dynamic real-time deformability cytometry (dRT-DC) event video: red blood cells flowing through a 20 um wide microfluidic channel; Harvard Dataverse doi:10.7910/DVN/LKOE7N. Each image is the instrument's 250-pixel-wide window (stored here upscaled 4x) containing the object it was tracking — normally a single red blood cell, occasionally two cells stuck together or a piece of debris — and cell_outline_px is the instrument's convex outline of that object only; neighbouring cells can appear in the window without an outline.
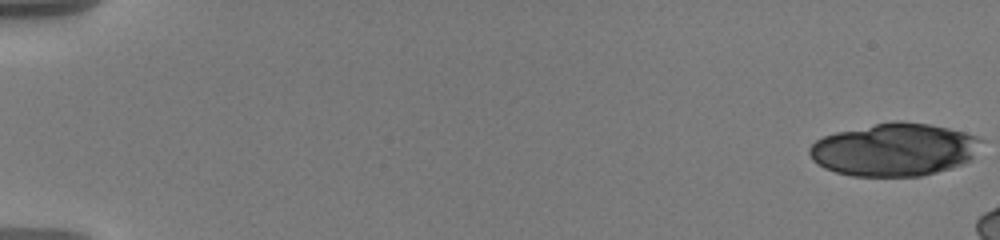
{"species": "human", "species_latin": "Homo sapiens", "temperature_condition": "warm", "stored_images_in_passage": 14, "camera_frame_rate_fps": 3000, "um_per_image_px": 0.085, "donor": {"sex": "male"}, "frame": {"image": 1, "passage_image": 1, "time_ms": 0.0, "image_size_px": [1000, 240], "cell_outline_px": [[984, 140], [972, 156], [968, 160], [960, 164], [936, 172], [920, 176], [852, 176], [836, 172], [824, 168], [812, 160], [808, 152], [808, 148], [816, 140], [824, 136], [836, 132], [896, 120], [900, 120], [928, 124], [948, 128], [964, 132], [976, 136]], "centroid_in_image_um": [75.98, 12.71], "position_along_channel_um": 9.0, "area_um2": 52.54}}